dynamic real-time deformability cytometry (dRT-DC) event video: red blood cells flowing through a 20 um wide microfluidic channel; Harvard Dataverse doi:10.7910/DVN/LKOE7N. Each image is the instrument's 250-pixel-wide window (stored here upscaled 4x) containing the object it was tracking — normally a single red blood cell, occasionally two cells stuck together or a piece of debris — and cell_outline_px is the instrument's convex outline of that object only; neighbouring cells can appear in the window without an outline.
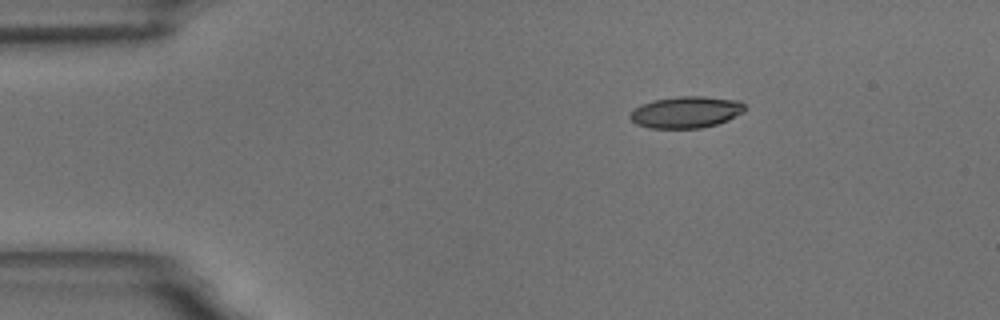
{"species": "common noctule bat (a hibernating species)", "species_latin": "Nyctalus noctula", "temperature_condition": "room temperature", "stored_images_in_passage": 13, "camera_frame_rate_fps": 3000, "um_per_image_px": 0.085, "animal": {"sex": "male", "body_mass_g": 18.8}, "frame": {"image": 1, "passage_image": 1, "time_ms": 0.0, "image_size_px": [1000, 320], "cell_outline_px": [[744, 112], [728, 120], [716, 124], [700, 128], [648, 128], [636, 124], [628, 116], [636, 108], [652, 100], [676, 96], [704, 96], [740, 100], [744, 104]], "centroid_in_image_um": [58.33, 9.53], "position_along_channel_um": 26.7, "area_um2": 21.15}}
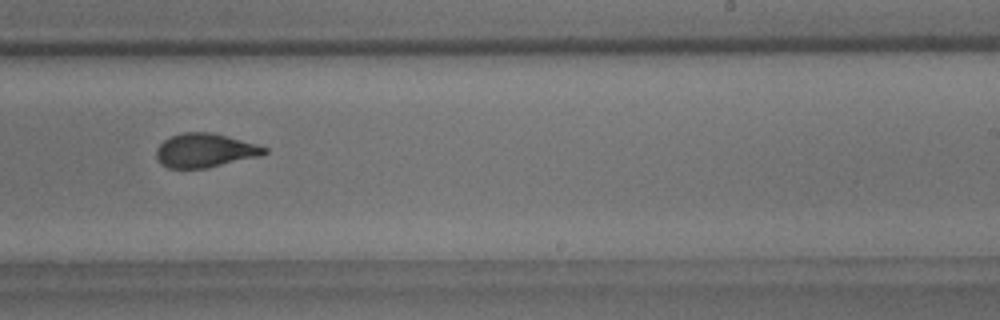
{"frame": {"image": 2, "passage_image": 8, "time_ms": 8.667, "image_size_px": [1000, 320], "cell_outline_px": [[268, 152], [260, 156], [204, 168], [168, 168], [160, 164], [156, 156], [156, 148], [164, 140], [172, 136], [184, 132], [212, 132], [256, 144], [268, 148]], "centroid_in_image_um": [17.4, 12.78], "position_along_channel_um": 271.6, "area_um2": 21.21}}
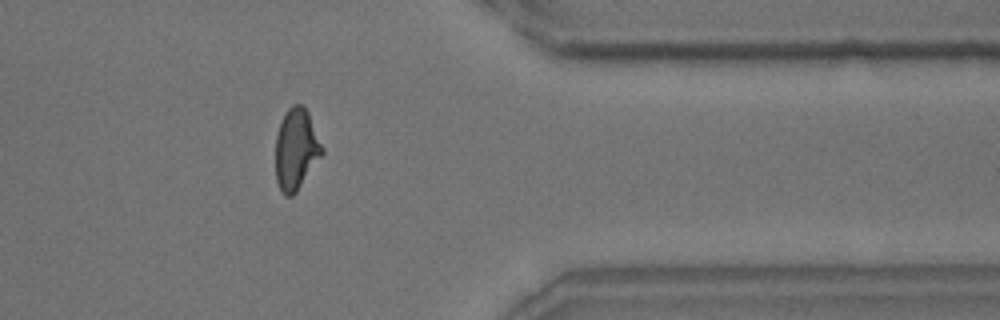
{"frame": {"image": 3, "passage_image": 11, "time_ms": 12.333, "image_size_px": [1000, 320], "cell_outline_px": [[324, 152], [296, 192], [292, 196], [284, 196], [280, 192], [276, 180], [276, 136], [280, 124], [288, 108], [292, 104], [304, 104], [308, 112], [324, 148]], "centroid_in_image_um": [25.17, 12.69], "position_along_channel_um": 386.2, "area_um2": 22.02}, "authors_computed_cell_mechanics": {"area_um2": 21.7328, "velocity_mm_per_s": 3.535, "shape_relaxation_time_tau1_ms": 3.6552, "shape_relaxation_time_tau2_ms": 0.5272, "deformation_change_tau1": 0.1365, "deformation_change_tau2": 0.0549}}